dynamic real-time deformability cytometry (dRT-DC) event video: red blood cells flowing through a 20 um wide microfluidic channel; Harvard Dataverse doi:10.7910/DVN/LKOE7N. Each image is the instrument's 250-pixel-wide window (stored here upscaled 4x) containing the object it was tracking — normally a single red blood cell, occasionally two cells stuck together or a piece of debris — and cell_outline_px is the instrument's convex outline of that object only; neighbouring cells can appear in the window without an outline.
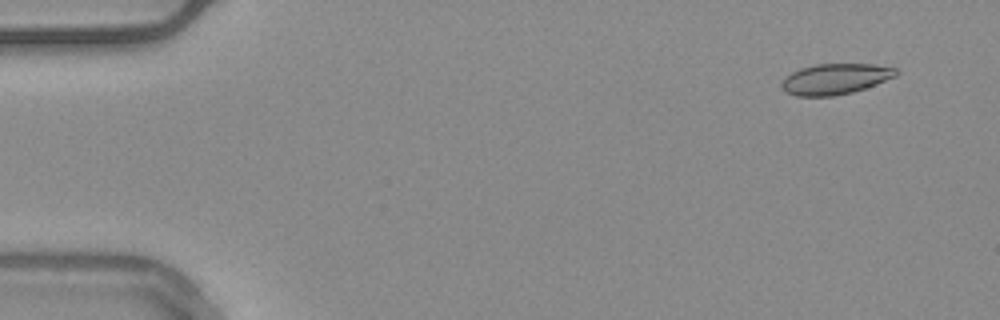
{"species": "common noctule bat (a hibernating species)", "species_latin": "Nyctalus noctula", "temperature_condition": "warm", "stored_images_in_passage": 51, "camera_frame_rate_fps": 3000, "um_per_image_px": 0.085, "animal": {"sex": "male", "body_mass_g": 20.4}, "frame": {"image": 1, "passage_image": 1, "time_ms": 0.0, "image_size_px": [1000, 320], "cell_outline_px": [[900, 72], [896, 76], [864, 88], [852, 92], [832, 96], [796, 96], [780, 88], [780, 84], [784, 76], [800, 68], [816, 64], [876, 64], [896, 68]], "centroid_in_image_um": [70.97, 6.7], "position_along_channel_um": 14.0, "area_um2": 20.52}}
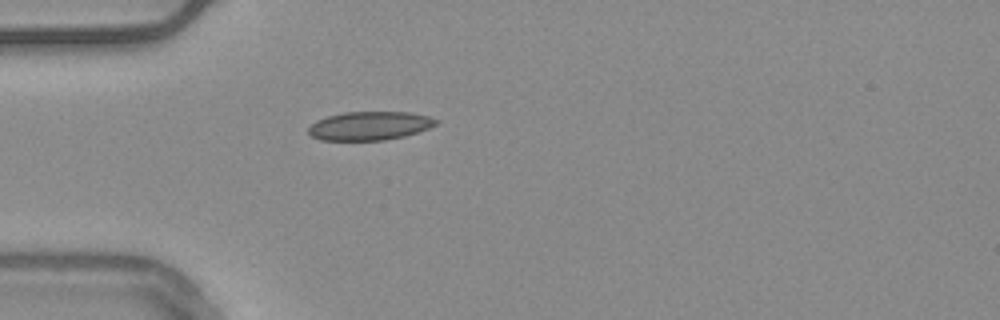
{"frame": {"image": 2, "passage_image": 13, "time_ms": 4.0, "image_size_px": [1000, 320], "cell_outline_px": [[440, 120], [436, 124], [428, 128], [404, 136], [384, 140], [320, 140], [312, 136], [308, 132], [308, 128], [316, 120], [328, 116], [344, 112], [412, 112], [428, 116]], "centroid_in_image_um": [31.42, 10.69], "position_along_channel_um": 53.6, "area_um2": 21.21}}
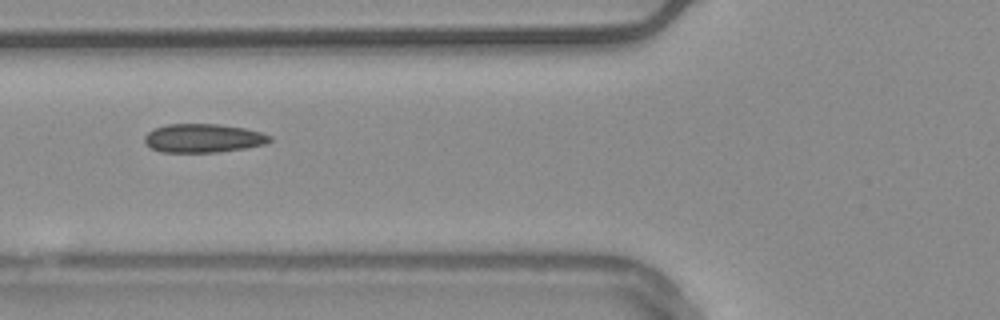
{"frame": {"image": 3, "passage_image": 18, "time_ms": 5.667, "image_size_px": [1000, 320], "cell_outline_px": [[272, 140], [264, 144], [244, 148], [216, 152], [160, 152], [152, 148], [144, 140], [144, 136], [148, 132], [156, 128], [168, 124], [220, 124], [244, 128], [260, 132], [272, 136]], "centroid_in_image_um": [17.28, 11.74], "position_along_channel_um": 108.5, "area_um2": 20.75}, "authors_computed_cell_mechanics": {"area_um2": 20.5768, "velocity_mm_per_s": 3.7667, "shape_relaxation_time_tau1_ms": null, "shape_relaxation_time_tau2_ms": 2.4474, "deformation_change_tau1": null, "deformation_change_tau2": 0.0563}}